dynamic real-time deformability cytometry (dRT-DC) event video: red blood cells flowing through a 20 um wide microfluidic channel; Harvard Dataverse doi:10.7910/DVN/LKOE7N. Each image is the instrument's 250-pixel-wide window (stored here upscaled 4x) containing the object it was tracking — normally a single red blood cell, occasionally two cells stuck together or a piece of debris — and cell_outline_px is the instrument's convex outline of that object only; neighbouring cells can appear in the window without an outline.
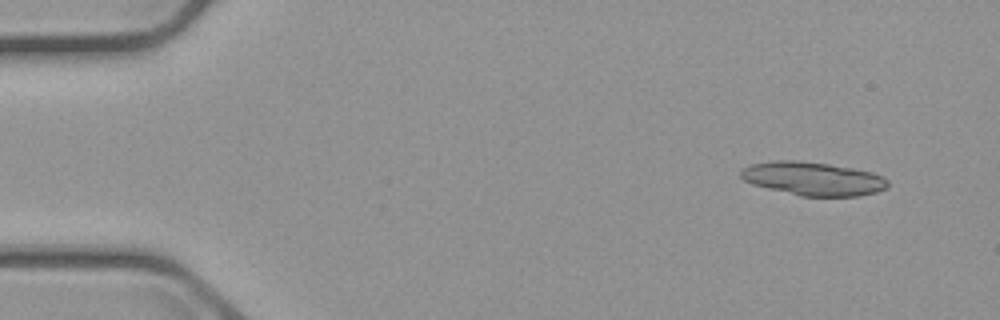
{"species": "common noctule bat (a hibernating species)", "species_latin": "Nyctalus noctula", "temperature_condition": "cold", "stored_images_in_passage": 5, "camera_frame_rate_fps": 3000, "um_per_image_px": 0.085, "animal": {"sex": "male", "body_mass_g": 23.1, "forearm_length_mm": 52.7}, "frame": {"image": 1, "passage_image": 2, "time_ms": 1.0, "image_size_px": [1000, 320], "cell_outline_px": [[888, 188], [876, 192], [860, 196], [800, 196], [752, 184], [744, 180], [740, 176], [740, 168], [752, 164], [772, 160], [796, 160], [828, 164], [852, 168], [872, 172], [884, 176], [888, 180]], "centroid_in_image_um": [69.11, 15.18], "position_along_channel_um": 15.9, "area_um2": 28.84}}